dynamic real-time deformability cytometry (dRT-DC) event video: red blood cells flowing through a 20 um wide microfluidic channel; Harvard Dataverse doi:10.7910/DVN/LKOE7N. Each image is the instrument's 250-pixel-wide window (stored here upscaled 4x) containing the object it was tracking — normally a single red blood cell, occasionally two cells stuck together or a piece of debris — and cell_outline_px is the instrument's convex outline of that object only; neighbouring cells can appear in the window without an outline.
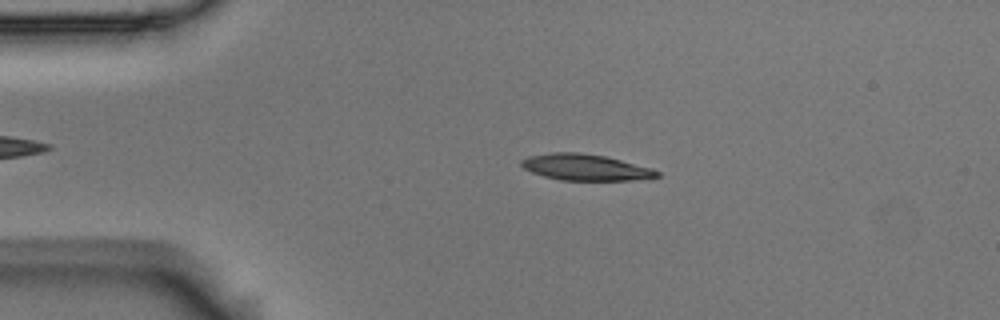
{"species": "Egyptian fruit bat (a non-hibernating species)", "species_latin": "Rousettus aegyptiacus", "temperature_condition": "room temperature", "stored_images_in_passage": 48, "camera_frame_rate_fps": 3000, "um_per_image_px": 0.085, "animal": {"sex": "male"}, "frame": {"image": 1, "passage_image": 11, "time_ms": 3.333, "image_size_px": [1000, 320], "cell_outline_px": [[660, 176], [632, 180], [560, 180], [544, 176], [532, 172], [524, 168], [520, 164], [520, 160], [528, 156], [552, 152], [576, 152], [604, 156], [652, 168], [660, 172]], "centroid_in_image_um": [49.73, 14.22], "position_along_channel_um": 35.3, "area_um2": 20.58}}
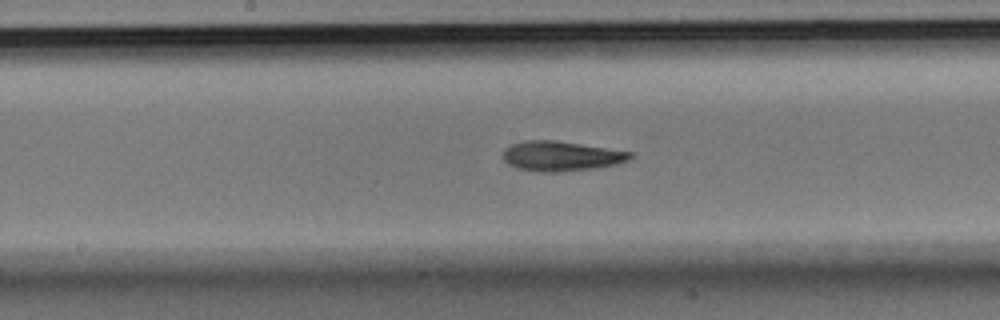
{"frame": {"image": 2, "passage_image": 28, "time_ms": 9.0, "image_size_px": [1000, 320], "cell_outline_px": [[636, 156], [628, 160], [616, 164], [592, 168], [560, 172], [544, 172], [516, 168], [508, 164], [504, 160], [504, 148], [512, 144], [524, 140], [556, 140], [632, 152]], "centroid_in_image_um": [47.69, 13.26], "position_along_channel_um": 200.5, "area_um2": 22.08}}
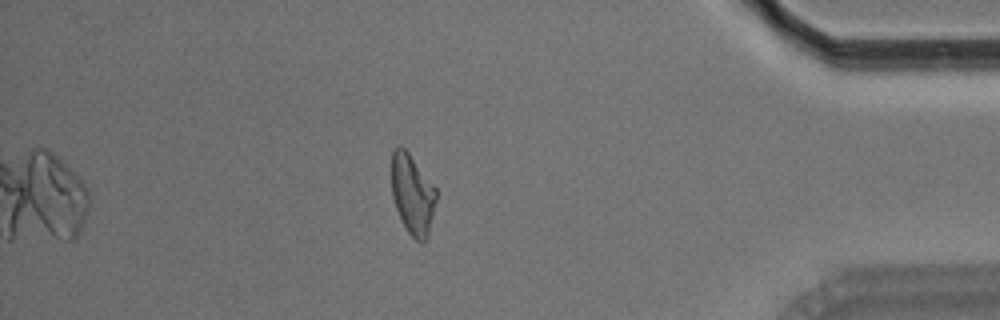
{"frame": {"image": 3, "passage_image": 48, "time_ms": 15.667, "image_size_px": [1000, 320], "cell_outline_px": [[436, 200], [428, 236], [424, 244], [420, 244], [408, 232], [396, 208], [392, 196], [392, 152], [396, 144], [400, 144], [408, 152], [436, 188]], "centroid_in_image_um": [35.06, 16.52], "position_along_channel_um": 400.1, "area_um2": 20.75}, "authors_computed_cell_mechanics": {"area_um2": 21.2993, "velocity_mm_per_s": 3.5651, "shape_relaxation_time_tau1_ms": 4.1744, "shape_relaxation_time_tau2_ms": 3.1876, "deformation_change_tau1": 0.1583, "deformation_change_tau2": 0.1201}}